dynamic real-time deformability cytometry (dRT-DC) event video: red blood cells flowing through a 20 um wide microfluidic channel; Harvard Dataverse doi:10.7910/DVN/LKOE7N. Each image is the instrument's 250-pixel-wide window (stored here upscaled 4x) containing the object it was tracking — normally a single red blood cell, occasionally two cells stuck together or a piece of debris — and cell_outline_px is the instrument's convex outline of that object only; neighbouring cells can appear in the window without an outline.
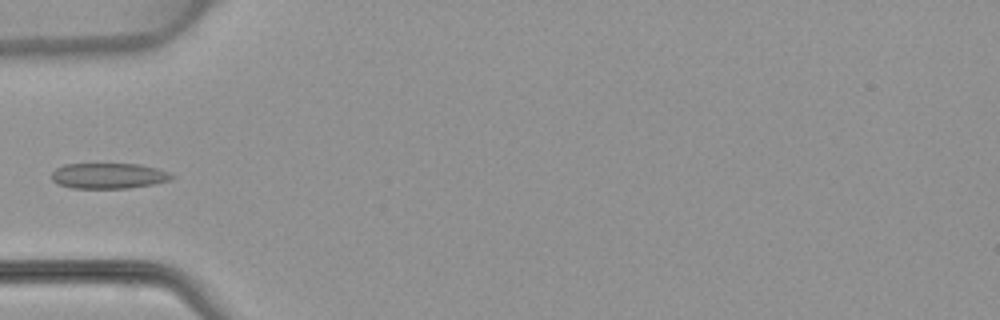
{"species": "common noctule bat (a hibernating species)", "species_latin": "Nyctalus noctula", "temperature_condition": "warm", "stored_images_in_passage": 5, "camera_frame_rate_fps": 3000, "um_per_image_px": 0.085, "animal": {"sex": "female", "body_mass_g": 22.7, "forearm_length_mm": 54.2}, "frame": {"image": 1, "passage_image": 5, "time_ms": 4.667, "image_size_px": [1000, 320], "cell_outline_px": [[176, 176], [172, 180], [152, 184], [128, 188], [72, 188], [60, 184], [52, 180], [52, 172], [56, 168], [64, 164], [140, 164], [156, 168], [168, 172]], "centroid_in_image_um": [9.25, 14.94], "position_along_channel_um": 75.7, "area_um2": 17.86}}